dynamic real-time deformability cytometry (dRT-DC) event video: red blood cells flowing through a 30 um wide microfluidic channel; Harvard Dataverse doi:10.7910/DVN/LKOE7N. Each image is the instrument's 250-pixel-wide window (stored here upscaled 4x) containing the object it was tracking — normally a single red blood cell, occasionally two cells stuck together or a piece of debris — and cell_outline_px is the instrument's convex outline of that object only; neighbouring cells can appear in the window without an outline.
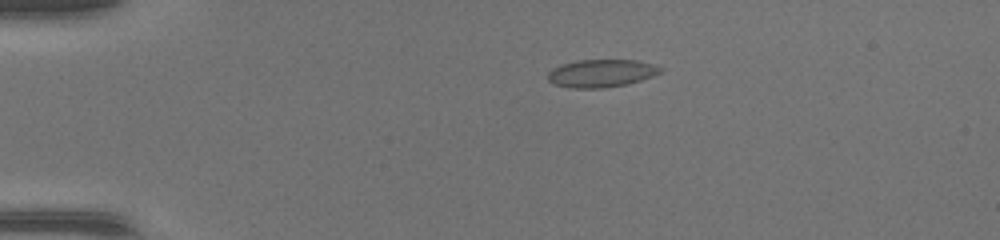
{"species": "common noctule bat (a hibernating species)", "species_latin": "Nyctalus noctula", "temperature_condition": "warm", "stored_images_in_passage": 39, "camera_frame_rate_fps": 3000, "um_per_image_px": 0.085, "animal": {"sex": "female", "body_mass_g": 17.0, "forearm_length_mm": 48.0}, "frame": {"image": 1, "passage_image": 1, "time_ms": 0.0, "image_size_px": [1000, 240], "cell_outline_px": [[664, 68], [660, 72], [652, 76], [628, 84], [600, 88], [568, 88], [552, 84], [548, 80], [548, 72], [552, 68], [564, 64], [580, 60], [636, 60], [656, 64]], "centroid_in_image_um": [51.11, 6.23], "position_along_channel_um": 33.9, "area_um2": 18.26}}
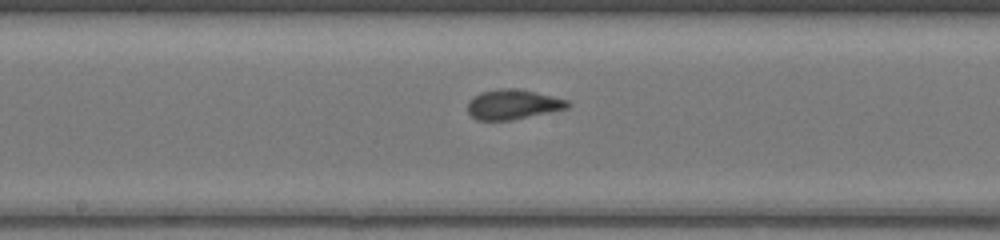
{"frame": {"image": 2, "passage_image": 17, "time_ms": 5.333, "image_size_px": [1000, 240], "cell_outline_px": [[572, 104], [568, 108], [512, 120], [476, 120], [468, 112], [468, 100], [472, 96], [480, 92], [500, 88], [516, 88], [552, 96], [568, 100]], "centroid_in_image_um": [43.57, 8.87], "position_along_channel_um": 204.6, "area_um2": 17.46}}
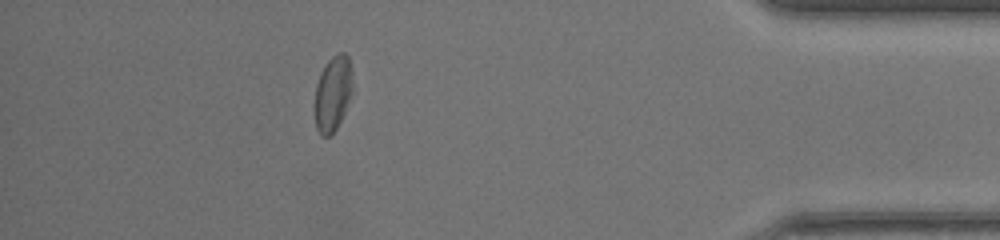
{"frame": {"image": 3, "passage_image": 34, "time_ms": 11.0, "image_size_px": [1000, 240], "cell_outline_px": [[352, 92], [344, 112], [336, 128], [328, 136], [320, 136], [316, 128], [316, 84], [320, 72], [328, 60], [336, 52], [344, 52], [348, 56], [352, 88]], "centroid_in_image_um": [28.28, 7.91], "position_along_channel_um": 406.9, "area_um2": 16.18}, "authors_computed_cell_mechanics": {"area_um2": 17.4556, "velocity_mm_per_s": 4.3368, "shape_relaxation_time_tau1_ms": 7.1959, "shape_relaxation_time_tau2_ms": 0.8635, "deformation_change_tau1": 0.1564, "deformation_change_tau2": 0.0436}}